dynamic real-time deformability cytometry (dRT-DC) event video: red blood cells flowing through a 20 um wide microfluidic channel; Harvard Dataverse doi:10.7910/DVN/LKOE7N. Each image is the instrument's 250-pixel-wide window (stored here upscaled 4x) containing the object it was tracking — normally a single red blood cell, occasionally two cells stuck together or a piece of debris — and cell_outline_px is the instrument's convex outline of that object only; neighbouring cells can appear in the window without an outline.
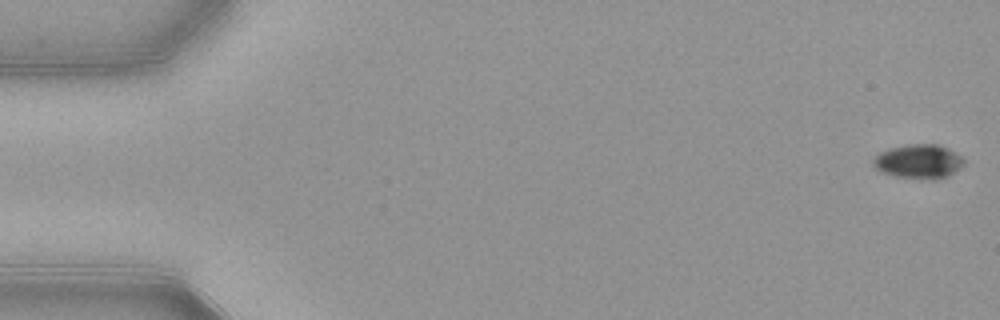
{"species": "common noctule bat (a hibernating species)", "species_latin": "Nyctalus noctula", "temperature_condition": "warm", "stored_images_in_passage": 10, "camera_frame_rate_fps": 3000, "um_per_image_px": 0.085, "animal": {"sex": "female", "body_mass_g": 21.9}, "frame": {"image": 1, "passage_image": 1, "time_ms": 0.0, "image_size_px": [1000, 320], "cell_outline_px": [[964, 164], [960, 168], [948, 176], [936, 180], [928, 180], [896, 176], [884, 172], [876, 168], [872, 164], [872, 160], [880, 152], [892, 148], [912, 144], [940, 144], [948, 148], [960, 156], [964, 160]], "centroid_in_image_um": [78.11, 13.73], "position_along_channel_um": 6.9, "area_um2": 17.98}}